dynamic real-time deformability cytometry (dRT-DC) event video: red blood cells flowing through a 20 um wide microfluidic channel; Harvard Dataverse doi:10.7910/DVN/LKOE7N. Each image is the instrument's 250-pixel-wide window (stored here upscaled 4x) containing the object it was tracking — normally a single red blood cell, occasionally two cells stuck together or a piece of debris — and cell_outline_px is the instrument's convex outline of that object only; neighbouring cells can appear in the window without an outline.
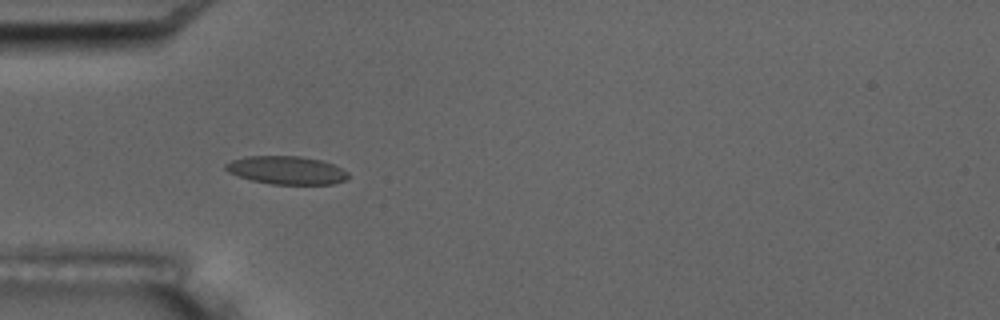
{"species": "common noctule bat (a hibernating species)", "species_latin": "Nyctalus noctula", "temperature_condition": "room temperature", "stored_images_in_passage": 6, "camera_frame_rate_fps": 3000, "um_per_image_px": 0.085, "animal": {"sex": "male", "body_mass_g": 17.5, "forearm_length_mm": 52.3}, "frame": {"image": 1, "passage_image": 4, "time_ms": 3.333, "image_size_px": [1000, 320], "cell_outline_px": [[348, 176], [344, 180], [332, 184], [272, 184], [252, 180], [228, 172], [224, 168], [224, 164], [232, 160], [248, 156], [300, 156], [320, 160], [332, 164], [348, 172]], "centroid_in_image_um": [24.33, 14.46], "position_along_channel_um": 60.7, "area_um2": 19.88}}